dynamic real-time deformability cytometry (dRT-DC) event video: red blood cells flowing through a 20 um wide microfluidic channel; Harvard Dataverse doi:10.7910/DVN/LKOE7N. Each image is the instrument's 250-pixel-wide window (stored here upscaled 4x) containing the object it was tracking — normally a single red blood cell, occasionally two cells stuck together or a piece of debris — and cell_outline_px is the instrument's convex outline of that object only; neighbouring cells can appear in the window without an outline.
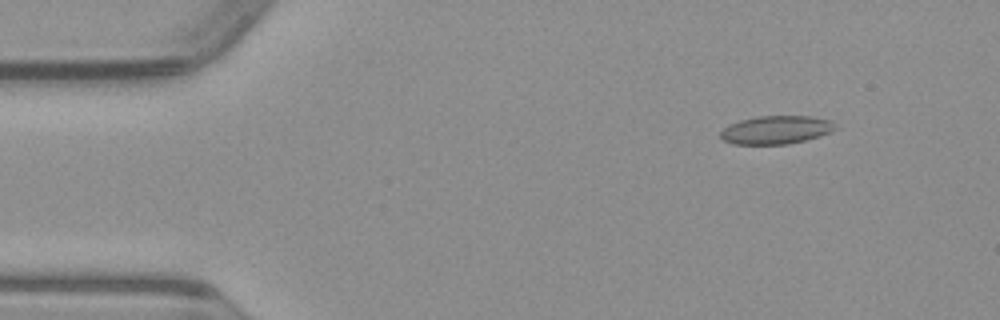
{"species": "common noctule bat (a hibernating species)", "species_latin": "Nyctalus noctula", "temperature_condition": "warm", "stored_images_in_passage": 51, "camera_frame_rate_fps": 3000, "um_per_image_px": 0.085, "animal": {"sex": "male", "body_mass_g": 23.1, "forearm_length_mm": 52.7}, "frame": {"image": 1, "passage_image": 6, "time_ms": 1.667, "image_size_px": [1000, 320], "cell_outline_px": [[836, 128], [820, 136], [788, 144], [732, 144], [724, 140], [720, 136], [720, 132], [724, 128], [740, 120], [756, 116], [812, 116], [832, 120]], "centroid_in_image_um": [65.96, 11.03], "position_along_channel_um": 19.0, "area_um2": 18.79}}
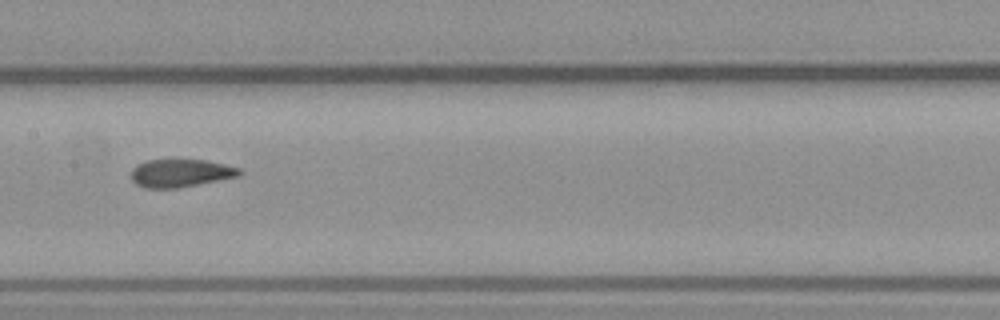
{"frame": {"image": 2, "passage_image": 25, "time_ms": 8.0, "image_size_px": [1000, 320], "cell_outline_px": [[244, 172], [240, 176], [180, 188], [144, 188], [136, 184], [132, 180], [132, 168], [136, 164], [148, 160], [172, 156], [180, 156], [204, 160], [224, 164], [240, 168]], "centroid_in_image_um": [15.35, 14.66], "position_along_channel_um": 192.1, "area_um2": 18.67}}
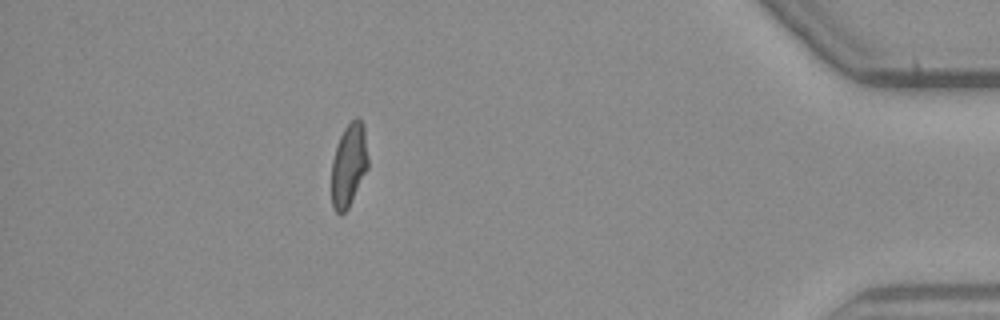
{"frame": {"image": 3, "passage_image": 45, "time_ms": 14.667, "image_size_px": [1000, 320], "cell_outline_px": [[368, 168], [348, 208], [340, 216], [332, 208], [332, 160], [336, 144], [344, 128], [356, 116], [360, 116], [364, 124], [368, 156]], "centroid_in_image_um": [29.65, 13.99], "position_along_channel_um": 405.5, "area_um2": 17.98}}